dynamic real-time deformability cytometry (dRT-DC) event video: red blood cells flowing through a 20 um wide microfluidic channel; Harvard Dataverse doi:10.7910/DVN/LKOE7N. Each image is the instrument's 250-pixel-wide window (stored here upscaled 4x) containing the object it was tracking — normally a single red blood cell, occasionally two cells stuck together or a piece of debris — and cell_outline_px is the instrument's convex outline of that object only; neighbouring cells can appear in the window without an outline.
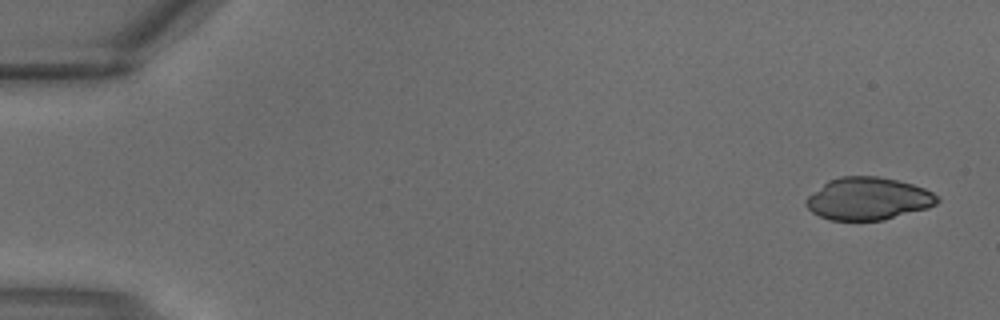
{"species": "common noctule bat (a hibernating species)", "species_latin": "Nyctalus noctula", "temperature_condition": "warm", "stored_images_in_passage": 3, "camera_frame_rate_fps": 3000, "um_per_image_px": 0.085, "animal": {"sex": "male", "body_mass_g": 18.8}, "frame": {"image": 1, "passage_image": 1, "time_ms": 0.0, "image_size_px": [1000, 320], "cell_outline_px": [[940, 200], [936, 204], [928, 208], [884, 220], [828, 220], [812, 212], [804, 204], [804, 200], [808, 196], [828, 180], [840, 176], [880, 176], [912, 184], [924, 188], [932, 192]], "centroid_in_image_um": [73.77, 16.89], "position_along_channel_um": 11.2, "area_um2": 32.54}}